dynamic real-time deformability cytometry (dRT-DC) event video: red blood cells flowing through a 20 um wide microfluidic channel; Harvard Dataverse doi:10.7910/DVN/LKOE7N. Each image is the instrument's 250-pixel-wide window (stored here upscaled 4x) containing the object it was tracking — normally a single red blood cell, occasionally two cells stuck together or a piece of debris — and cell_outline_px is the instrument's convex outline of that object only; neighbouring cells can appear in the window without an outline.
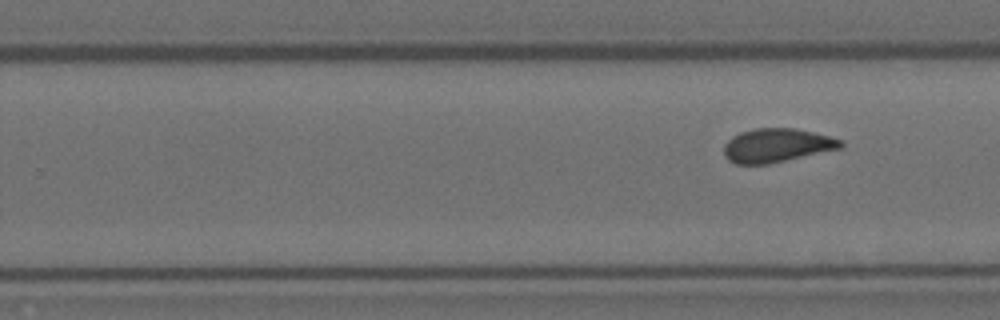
{"species": "Egyptian fruit bat (a non-hibernating species)", "species_latin": "Rousettus aegyptiacus", "temperature_condition": "room temperature", "stored_images_in_passage": 7, "camera_frame_rate_fps": 3000, "um_per_image_px": 0.085, "animal": {"sex": "female"}, "frame": {"image": 1, "passage_image": 7, "time_ms": 2.0, "image_size_px": [1000, 320], "cell_outline_px": [[844, 148], [768, 164], [736, 164], [728, 160], [724, 156], [724, 144], [732, 136], [740, 132], [756, 128], [796, 128], [844, 140]], "centroid_in_image_um": [66.04, 12.36], "position_along_channel_um": 263.8, "area_um2": 23.18}}